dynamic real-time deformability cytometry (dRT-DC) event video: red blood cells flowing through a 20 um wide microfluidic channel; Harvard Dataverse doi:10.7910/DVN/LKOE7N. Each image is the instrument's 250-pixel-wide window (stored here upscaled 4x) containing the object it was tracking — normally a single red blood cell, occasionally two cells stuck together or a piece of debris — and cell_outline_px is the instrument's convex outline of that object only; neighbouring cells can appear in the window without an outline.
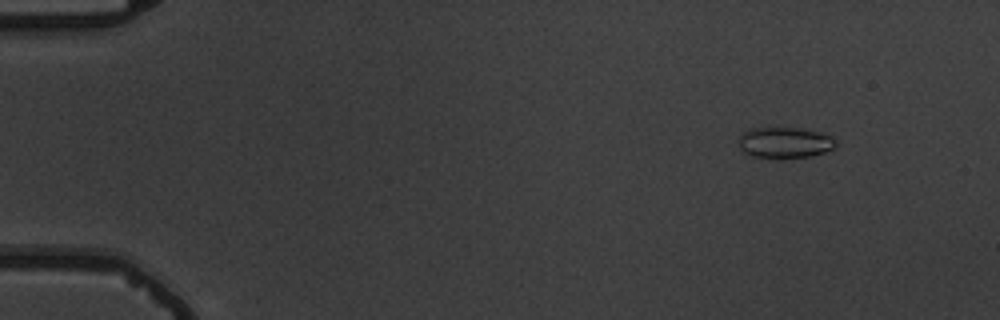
{"species": "common noctule bat (a hibernating species)", "species_latin": "Nyctalus noctula", "temperature_condition": "warm", "stored_images_in_passage": 5, "camera_frame_rate_fps": 3000, "um_per_image_px": 0.085, "animal": {"sex": "male", "body_mass_g": 19.5, "forearm_length_mm": 54.6}, "frame": {"image": 1, "passage_image": 1, "time_ms": 0.0, "image_size_px": [1000, 320], "cell_outline_px": [[836, 148], [812, 156], [780, 160], [752, 156], [744, 152], [740, 148], [740, 136], [744, 132], [752, 128], [800, 128], [820, 132], [832, 136], [836, 140]], "centroid_in_image_um": [66.75, 12.15], "position_along_channel_um": 18.3, "area_um2": 17.92}}
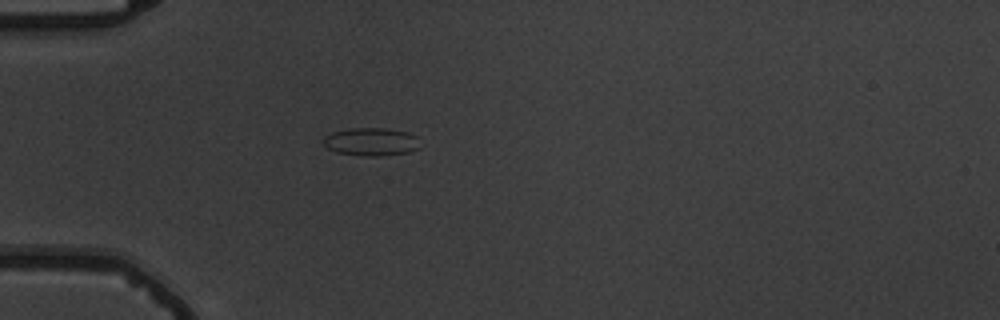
{"frame": {"image": 2, "passage_image": 4, "time_ms": 3.667, "image_size_px": [1000, 320], "cell_outline_px": [[420, 148], [408, 152], [380, 156], [364, 156], [336, 152], [328, 148], [324, 144], [324, 136], [332, 132], [352, 128], [384, 128], [408, 132], [416, 136]], "centroid_in_image_um": [31.55, 12.05], "position_along_channel_um": 53.4, "area_um2": 15.72}}